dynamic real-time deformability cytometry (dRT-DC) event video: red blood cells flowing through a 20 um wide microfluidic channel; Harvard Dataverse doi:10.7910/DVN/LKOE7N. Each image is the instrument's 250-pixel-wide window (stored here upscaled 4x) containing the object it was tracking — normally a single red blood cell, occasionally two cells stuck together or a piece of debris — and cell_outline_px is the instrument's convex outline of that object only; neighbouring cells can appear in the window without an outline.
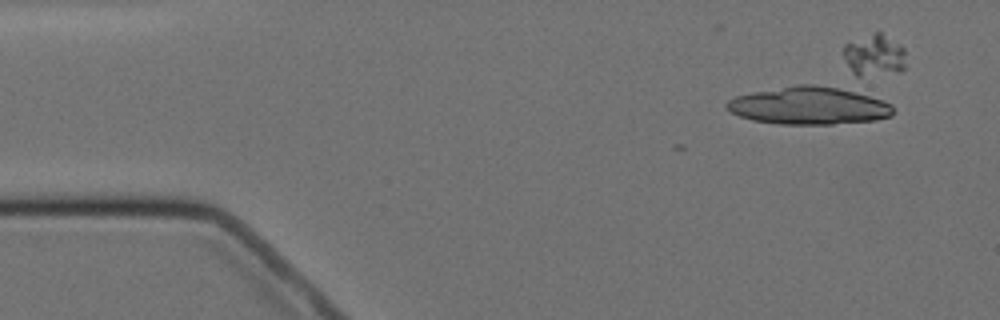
{"species": "Egyptian fruit bat (a non-hibernating species)", "species_latin": "Rousettus aegyptiacus", "temperature_condition": "cold", "stored_images_in_passage": 9, "camera_frame_rate_fps": 3000, "um_per_image_px": 0.085, "animal": {"sex": "female"}, "frame": {"image": 1, "passage_image": 1, "time_ms": 0.0, "image_size_px": [1000, 320], "cell_outline_px": [[892, 116], [876, 120], [832, 124], [780, 124], [752, 120], [740, 116], [732, 112], [724, 104], [728, 100], [736, 96], [752, 92], [800, 84], [812, 84], [852, 88], [892, 104]], "centroid_in_image_um": [68.82, 8.97], "position_along_channel_um": 16.2, "area_um2": 36.88}}